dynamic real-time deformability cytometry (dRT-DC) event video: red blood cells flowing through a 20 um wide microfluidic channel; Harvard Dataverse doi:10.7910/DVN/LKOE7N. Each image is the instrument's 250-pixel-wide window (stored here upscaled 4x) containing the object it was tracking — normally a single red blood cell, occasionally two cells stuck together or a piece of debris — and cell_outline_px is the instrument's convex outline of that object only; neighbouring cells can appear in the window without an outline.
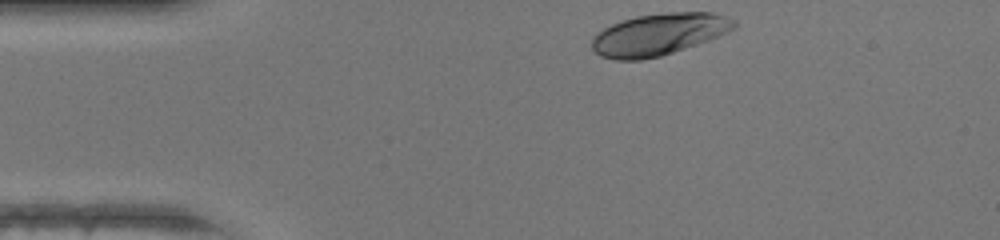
{"species": "human", "species_latin": "Homo sapiens", "temperature_condition": "warm", "stored_images_in_passage": 30, "camera_frame_rate_fps": 3000, "um_per_image_px": 0.085, "donor": {"sex": "female"}, "frame": {"image": 1, "passage_image": 1, "time_ms": 0.0, "image_size_px": [1000, 240], "cell_outline_px": [[736, 28], [708, 40], [660, 56], [640, 60], [616, 60], [600, 56], [592, 48], [592, 36], [596, 32], [612, 24], [636, 16], [668, 12], [712, 12], [724, 16], [732, 20], [736, 24]], "centroid_in_image_um": [55.95, 2.92], "position_along_channel_um": 29.0, "area_um2": 34.39}}
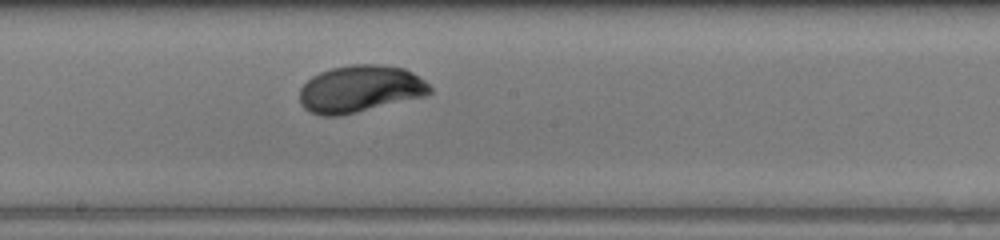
{"frame": {"image": 2, "passage_image": 18, "time_ms": 5.667, "image_size_px": [1000, 240], "cell_outline_px": [[432, 92], [428, 96], [340, 116], [320, 116], [308, 112], [300, 104], [300, 88], [312, 76], [320, 72], [332, 68], [348, 64], [380, 64], [404, 68], [412, 72], [424, 80], [432, 88]], "centroid_in_image_um": [30.62, 7.57], "position_along_channel_um": 217.6, "area_um2": 36.18}}
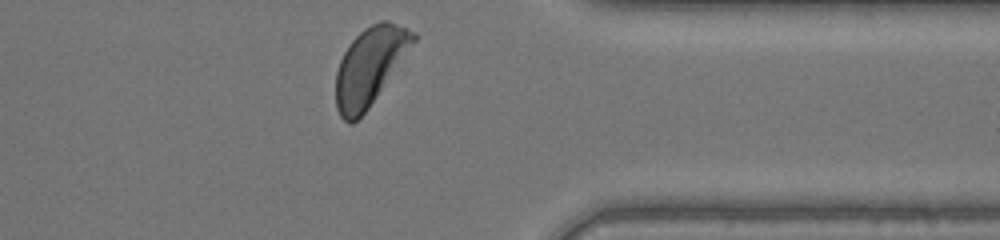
{"frame": {"image": 3, "passage_image": 30, "time_ms": 9.667, "image_size_px": [1000, 240], "cell_outline_px": [[416, 40], [368, 108], [352, 124], [348, 124], [340, 116], [336, 108], [336, 72], [340, 60], [348, 44], [364, 28], [380, 20], [388, 20], [416, 32]], "centroid_in_image_um": [31.41, 5.61], "position_along_channel_um": 380.0, "area_um2": 34.56}, "authors_computed_cell_mechanics": {"area_um2": 34.68, "velocity_mm_per_s": 4.326, "shape_relaxation_time_tau1_ms": 2.8645, "shape_relaxation_time_tau2_ms": null, "deformation_change_tau1": 0.1821, "deformation_change_tau2": null}}